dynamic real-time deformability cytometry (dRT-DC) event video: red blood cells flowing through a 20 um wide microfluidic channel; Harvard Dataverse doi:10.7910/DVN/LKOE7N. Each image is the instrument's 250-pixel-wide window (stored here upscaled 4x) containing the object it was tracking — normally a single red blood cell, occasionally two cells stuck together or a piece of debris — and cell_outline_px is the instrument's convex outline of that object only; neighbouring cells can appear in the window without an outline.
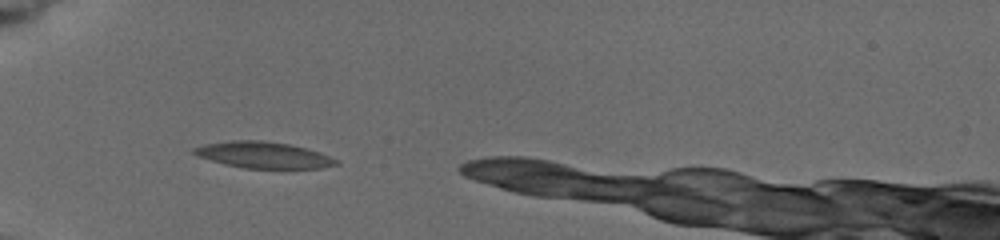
{"species": "common noctule bat (a hibernating species)", "species_latin": "Nyctalus noctula", "temperature_condition": "cold", "stored_images_in_passage": 7, "camera_frame_rate_fps": 3000, "um_per_image_px": 0.085, "animal": {"sex": "female", "body_mass_g": 19.5, "forearm_length_mm": 54.1}, "frame": {"image": 1, "passage_image": 1, "time_ms": 0.0, "image_size_px": [1000, 240], "cell_outline_px": [[340, 164], [320, 168], [244, 168], [224, 164], [196, 156], [192, 152], [192, 148], [204, 144], [232, 140], [260, 140], [288, 144], [320, 152], [340, 160]], "centroid_in_image_um": [22.38, 13.17], "position_along_channel_um": 62.6, "area_um2": 21.85}}
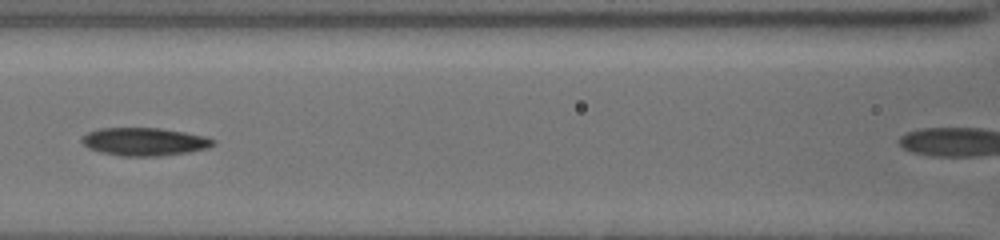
{"frame": {"image": 2, "passage_image": 4, "time_ms": 2.667, "image_size_px": [1000, 240], "cell_outline_px": [[216, 144], [208, 148], [188, 152], [160, 156], [120, 156], [100, 152], [88, 148], [80, 140], [88, 132], [100, 128], [160, 128], [208, 136], [216, 140]], "centroid_in_image_um": [12.31, 12.04], "position_along_channel_um": 154.3, "area_um2": 21.56}}
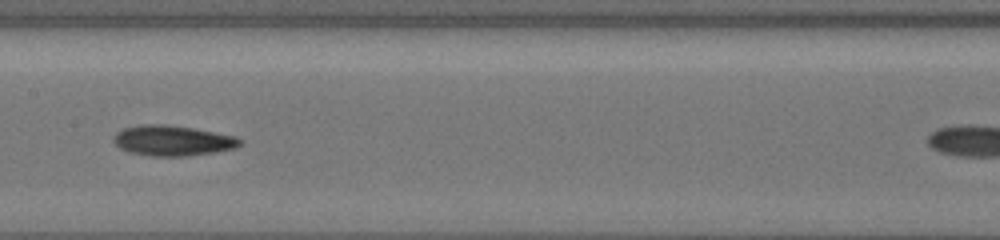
{"frame": {"image": 3, "passage_image": 5, "time_ms": 3.667, "image_size_px": [1000, 240], "cell_outline_px": [[244, 140], [236, 148], [216, 152], [188, 156], [152, 156], [128, 152], [120, 148], [112, 140], [116, 132], [124, 128], [140, 124], [164, 124], [192, 128], [236, 136]], "centroid_in_image_um": [14.68, 11.95], "position_along_channel_um": 192.7, "area_um2": 22.48}}